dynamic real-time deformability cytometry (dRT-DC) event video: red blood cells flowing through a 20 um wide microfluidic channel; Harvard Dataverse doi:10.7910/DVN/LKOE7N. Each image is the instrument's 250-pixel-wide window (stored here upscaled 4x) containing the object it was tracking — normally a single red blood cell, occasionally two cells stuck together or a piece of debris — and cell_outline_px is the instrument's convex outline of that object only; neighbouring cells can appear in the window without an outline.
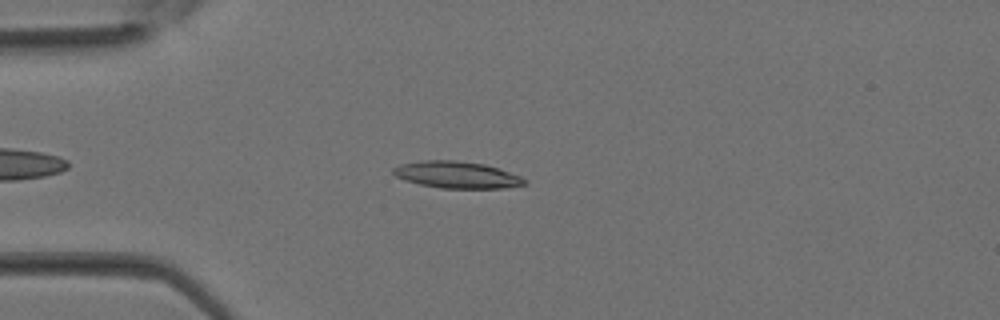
{"species": "Egyptian fruit bat (a non-hibernating species)", "species_latin": "Rousettus aegyptiacus", "temperature_condition": "room temperature", "stored_images_in_passage": 33, "camera_frame_rate_fps": 3000, "um_per_image_px": 0.085, "animal": {"sex": "female"}, "frame": {"image": 1, "passage_image": 6, "time_ms": 1.667, "image_size_px": [1000, 320], "cell_outline_px": [[528, 184], [504, 188], [440, 188], [420, 184], [404, 180], [396, 176], [392, 172], [392, 168], [400, 164], [424, 160], [456, 160], [484, 164], [520, 176], [528, 180]], "centroid_in_image_um": [38.82, 14.86], "position_along_channel_um": 46.2, "area_um2": 20.46}}
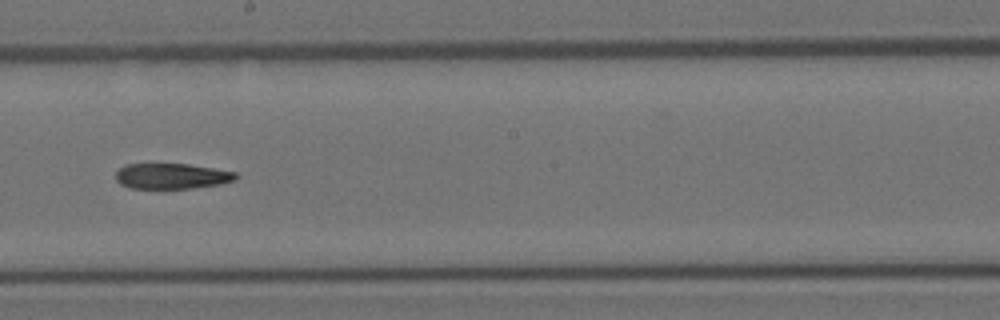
{"frame": {"image": 2, "passage_image": 17, "time_ms": 5.333, "image_size_px": [1000, 320], "cell_outline_px": [[240, 176], [236, 180], [220, 184], [192, 188], [132, 188], [120, 184], [116, 180], [116, 172], [124, 164], [188, 164], [236, 172]], "centroid_in_image_um": [14.62, 14.97], "position_along_channel_um": 233.6, "area_um2": 17.86}}
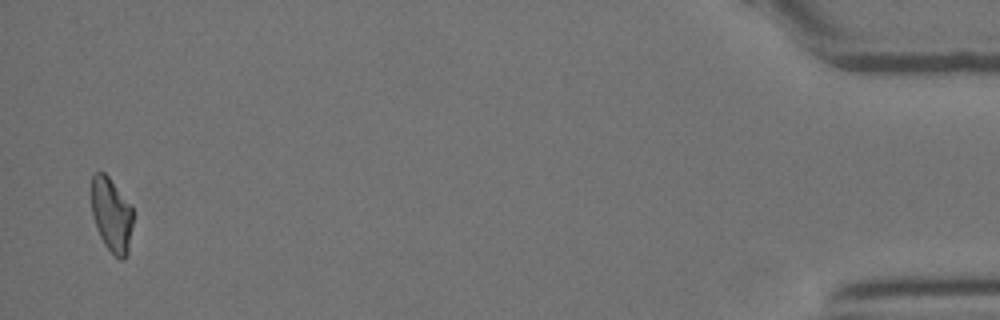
{"frame": {"image": 3, "passage_image": 32, "time_ms": 10.333, "image_size_px": [1000, 320], "cell_outline_px": [[132, 224], [128, 252], [124, 260], [120, 260], [104, 244], [96, 228], [92, 212], [88, 192], [92, 176], [96, 172], [104, 172], [108, 176], [132, 204]], "centroid_in_image_um": [9.44, 18.2], "position_along_channel_um": 425.8, "area_um2": 18.5}}